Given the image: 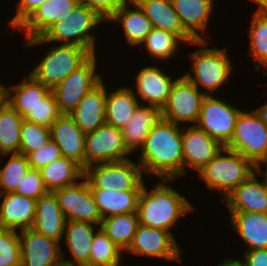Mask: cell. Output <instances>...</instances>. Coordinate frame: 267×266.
I'll use <instances>...</instances> for the list:
<instances>
[{
	"label": "cell",
	"mask_w": 267,
	"mask_h": 266,
	"mask_svg": "<svg viewBox=\"0 0 267 266\" xmlns=\"http://www.w3.org/2000/svg\"><path fill=\"white\" fill-rule=\"evenodd\" d=\"M181 125L160 119L150 130L136 160L143 175L157 179H175L183 176Z\"/></svg>",
	"instance_id": "6da1fadb"
},
{
	"label": "cell",
	"mask_w": 267,
	"mask_h": 266,
	"mask_svg": "<svg viewBox=\"0 0 267 266\" xmlns=\"http://www.w3.org/2000/svg\"><path fill=\"white\" fill-rule=\"evenodd\" d=\"M160 180L150 191L144 181L137 209L139 224L173 233L171 229L177 221L195 208L185 196L167 184L175 179Z\"/></svg>",
	"instance_id": "7a4b0ae2"
},
{
	"label": "cell",
	"mask_w": 267,
	"mask_h": 266,
	"mask_svg": "<svg viewBox=\"0 0 267 266\" xmlns=\"http://www.w3.org/2000/svg\"><path fill=\"white\" fill-rule=\"evenodd\" d=\"M105 22L94 10L78 5L65 18L55 22L40 37L25 40L24 46L33 47L45 43L76 45L96 53V37L93 29ZM61 42V43H60Z\"/></svg>",
	"instance_id": "3957f363"
},
{
	"label": "cell",
	"mask_w": 267,
	"mask_h": 266,
	"mask_svg": "<svg viewBox=\"0 0 267 266\" xmlns=\"http://www.w3.org/2000/svg\"><path fill=\"white\" fill-rule=\"evenodd\" d=\"M192 44L200 46L188 54L193 74L188 71L183 76L200 91L203 88L202 93L205 95H214L232 76L233 63L227 54V48L206 47L207 39L195 40Z\"/></svg>",
	"instance_id": "277c9868"
},
{
	"label": "cell",
	"mask_w": 267,
	"mask_h": 266,
	"mask_svg": "<svg viewBox=\"0 0 267 266\" xmlns=\"http://www.w3.org/2000/svg\"><path fill=\"white\" fill-rule=\"evenodd\" d=\"M210 190L221 199L256 172V165L238 152L223 148L208 164L197 171Z\"/></svg>",
	"instance_id": "5b68a950"
},
{
	"label": "cell",
	"mask_w": 267,
	"mask_h": 266,
	"mask_svg": "<svg viewBox=\"0 0 267 266\" xmlns=\"http://www.w3.org/2000/svg\"><path fill=\"white\" fill-rule=\"evenodd\" d=\"M91 55L85 47L58 43L48 49L29 74L52 90Z\"/></svg>",
	"instance_id": "8992f818"
},
{
	"label": "cell",
	"mask_w": 267,
	"mask_h": 266,
	"mask_svg": "<svg viewBox=\"0 0 267 266\" xmlns=\"http://www.w3.org/2000/svg\"><path fill=\"white\" fill-rule=\"evenodd\" d=\"M84 177L90 189L142 190L144 184L141 166L132 159L88 166Z\"/></svg>",
	"instance_id": "52a82bcc"
},
{
	"label": "cell",
	"mask_w": 267,
	"mask_h": 266,
	"mask_svg": "<svg viewBox=\"0 0 267 266\" xmlns=\"http://www.w3.org/2000/svg\"><path fill=\"white\" fill-rule=\"evenodd\" d=\"M225 148L240 153L255 165L267 158V126L254 110L240 112L233 137Z\"/></svg>",
	"instance_id": "ba28073f"
},
{
	"label": "cell",
	"mask_w": 267,
	"mask_h": 266,
	"mask_svg": "<svg viewBox=\"0 0 267 266\" xmlns=\"http://www.w3.org/2000/svg\"><path fill=\"white\" fill-rule=\"evenodd\" d=\"M96 56L97 54L93 53L81 66L52 89L61 114H70L84 96L103 79L97 71Z\"/></svg>",
	"instance_id": "9c48e42d"
},
{
	"label": "cell",
	"mask_w": 267,
	"mask_h": 266,
	"mask_svg": "<svg viewBox=\"0 0 267 266\" xmlns=\"http://www.w3.org/2000/svg\"><path fill=\"white\" fill-rule=\"evenodd\" d=\"M217 97H204L196 126L225 147L233 137L236 120L242 110Z\"/></svg>",
	"instance_id": "30bf717a"
},
{
	"label": "cell",
	"mask_w": 267,
	"mask_h": 266,
	"mask_svg": "<svg viewBox=\"0 0 267 266\" xmlns=\"http://www.w3.org/2000/svg\"><path fill=\"white\" fill-rule=\"evenodd\" d=\"M131 154L120 128L104 124L85 136V169L95 164L127 160Z\"/></svg>",
	"instance_id": "8fae6325"
},
{
	"label": "cell",
	"mask_w": 267,
	"mask_h": 266,
	"mask_svg": "<svg viewBox=\"0 0 267 266\" xmlns=\"http://www.w3.org/2000/svg\"><path fill=\"white\" fill-rule=\"evenodd\" d=\"M205 96L183 75L178 77L165 106L161 109L162 119L176 125L186 122L196 125Z\"/></svg>",
	"instance_id": "7c38bea8"
},
{
	"label": "cell",
	"mask_w": 267,
	"mask_h": 266,
	"mask_svg": "<svg viewBox=\"0 0 267 266\" xmlns=\"http://www.w3.org/2000/svg\"><path fill=\"white\" fill-rule=\"evenodd\" d=\"M66 221H82L101 225L102 216L87 179L54 191Z\"/></svg>",
	"instance_id": "4fadbf2b"
},
{
	"label": "cell",
	"mask_w": 267,
	"mask_h": 266,
	"mask_svg": "<svg viewBox=\"0 0 267 266\" xmlns=\"http://www.w3.org/2000/svg\"><path fill=\"white\" fill-rule=\"evenodd\" d=\"M176 241L173 233L167 230L139 224L131 245L124 253L182 263V250Z\"/></svg>",
	"instance_id": "5bb4252c"
},
{
	"label": "cell",
	"mask_w": 267,
	"mask_h": 266,
	"mask_svg": "<svg viewBox=\"0 0 267 266\" xmlns=\"http://www.w3.org/2000/svg\"><path fill=\"white\" fill-rule=\"evenodd\" d=\"M176 80L165 73L159 65H144L135 75V87L132 86L131 89L140 104L155 106L161 110L165 106Z\"/></svg>",
	"instance_id": "9a60e30c"
},
{
	"label": "cell",
	"mask_w": 267,
	"mask_h": 266,
	"mask_svg": "<svg viewBox=\"0 0 267 266\" xmlns=\"http://www.w3.org/2000/svg\"><path fill=\"white\" fill-rule=\"evenodd\" d=\"M21 266H63L62 245L32 228L19 232Z\"/></svg>",
	"instance_id": "2e32d148"
},
{
	"label": "cell",
	"mask_w": 267,
	"mask_h": 266,
	"mask_svg": "<svg viewBox=\"0 0 267 266\" xmlns=\"http://www.w3.org/2000/svg\"><path fill=\"white\" fill-rule=\"evenodd\" d=\"M182 131L183 175L187 174L188 167L192 171L200 170L224 148L196 125H190Z\"/></svg>",
	"instance_id": "e0dca14e"
},
{
	"label": "cell",
	"mask_w": 267,
	"mask_h": 266,
	"mask_svg": "<svg viewBox=\"0 0 267 266\" xmlns=\"http://www.w3.org/2000/svg\"><path fill=\"white\" fill-rule=\"evenodd\" d=\"M99 229L100 225L90 222L66 221L63 239L71 258L66 259L61 251L63 266H89L93 237Z\"/></svg>",
	"instance_id": "ac0fdd59"
},
{
	"label": "cell",
	"mask_w": 267,
	"mask_h": 266,
	"mask_svg": "<svg viewBox=\"0 0 267 266\" xmlns=\"http://www.w3.org/2000/svg\"><path fill=\"white\" fill-rule=\"evenodd\" d=\"M257 172L235 187L223 200L229 212H260L267 208V185Z\"/></svg>",
	"instance_id": "d6986e66"
},
{
	"label": "cell",
	"mask_w": 267,
	"mask_h": 266,
	"mask_svg": "<svg viewBox=\"0 0 267 266\" xmlns=\"http://www.w3.org/2000/svg\"><path fill=\"white\" fill-rule=\"evenodd\" d=\"M51 138L62 156L70 158L85 169V136L69 114H61L50 127Z\"/></svg>",
	"instance_id": "ffe728a7"
},
{
	"label": "cell",
	"mask_w": 267,
	"mask_h": 266,
	"mask_svg": "<svg viewBox=\"0 0 267 266\" xmlns=\"http://www.w3.org/2000/svg\"><path fill=\"white\" fill-rule=\"evenodd\" d=\"M36 203L37 200L14 192L0 194V227L19 232L32 228Z\"/></svg>",
	"instance_id": "44dd1931"
},
{
	"label": "cell",
	"mask_w": 267,
	"mask_h": 266,
	"mask_svg": "<svg viewBox=\"0 0 267 266\" xmlns=\"http://www.w3.org/2000/svg\"><path fill=\"white\" fill-rule=\"evenodd\" d=\"M106 95L107 89L102 79L69 114L83 133L87 134L106 124L104 108Z\"/></svg>",
	"instance_id": "7402d4cb"
},
{
	"label": "cell",
	"mask_w": 267,
	"mask_h": 266,
	"mask_svg": "<svg viewBox=\"0 0 267 266\" xmlns=\"http://www.w3.org/2000/svg\"><path fill=\"white\" fill-rule=\"evenodd\" d=\"M78 5V0H47L17 30L24 31L26 40L40 37Z\"/></svg>",
	"instance_id": "603a6c76"
},
{
	"label": "cell",
	"mask_w": 267,
	"mask_h": 266,
	"mask_svg": "<svg viewBox=\"0 0 267 266\" xmlns=\"http://www.w3.org/2000/svg\"><path fill=\"white\" fill-rule=\"evenodd\" d=\"M171 2L183 28L195 40H206L205 33L208 32L206 29L213 14L215 0H171Z\"/></svg>",
	"instance_id": "cb8c5ba5"
},
{
	"label": "cell",
	"mask_w": 267,
	"mask_h": 266,
	"mask_svg": "<svg viewBox=\"0 0 267 266\" xmlns=\"http://www.w3.org/2000/svg\"><path fill=\"white\" fill-rule=\"evenodd\" d=\"M231 228L244 242V251L267 249V215L260 212H229ZM248 246V247H247Z\"/></svg>",
	"instance_id": "d4e9b609"
},
{
	"label": "cell",
	"mask_w": 267,
	"mask_h": 266,
	"mask_svg": "<svg viewBox=\"0 0 267 266\" xmlns=\"http://www.w3.org/2000/svg\"><path fill=\"white\" fill-rule=\"evenodd\" d=\"M66 219L54 192L41 196L36 203V215L32 229L58 241H63Z\"/></svg>",
	"instance_id": "484cf974"
},
{
	"label": "cell",
	"mask_w": 267,
	"mask_h": 266,
	"mask_svg": "<svg viewBox=\"0 0 267 266\" xmlns=\"http://www.w3.org/2000/svg\"><path fill=\"white\" fill-rule=\"evenodd\" d=\"M158 28L178 35L183 42L192 45L195 39L183 28L180 18L173 8L171 0H134Z\"/></svg>",
	"instance_id": "4316f807"
},
{
	"label": "cell",
	"mask_w": 267,
	"mask_h": 266,
	"mask_svg": "<svg viewBox=\"0 0 267 266\" xmlns=\"http://www.w3.org/2000/svg\"><path fill=\"white\" fill-rule=\"evenodd\" d=\"M161 118V110L159 108L139 104L130 120L121 128L126 147L132 153L138 152L144 145L150 130Z\"/></svg>",
	"instance_id": "83f0119b"
},
{
	"label": "cell",
	"mask_w": 267,
	"mask_h": 266,
	"mask_svg": "<svg viewBox=\"0 0 267 266\" xmlns=\"http://www.w3.org/2000/svg\"><path fill=\"white\" fill-rule=\"evenodd\" d=\"M111 21L121 24L125 40L133 48L141 45L153 29L151 21L134 0L120 8L107 22Z\"/></svg>",
	"instance_id": "f1b7e54d"
},
{
	"label": "cell",
	"mask_w": 267,
	"mask_h": 266,
	"mask_svg": "<svg viewBox=\"0 0 267 266\" xmlns=\"http://www.w3.org/2000/svg\"><path fill=\"white\" fill-rule=\"evenodd\" d=\"M51 91L28 73L20 83L7 87L6 101L24 118L29 110L38 106Z\"/></svg>",
	"instance_id": "f546056e"
},
{
	"label": "cell",
	"mask_w": 267,
	"mask_h": 266,
	"mask_svg": "<svg viewBox=\"0 0 267 266\" xmlns=\"http://www.w3.org/2000/svg\"><path fill=\"white\" fill-rule=\"evenodd\" d=\"M141 191L91 189L102 219L118 214L137 212Z\"/></svg>",
	"instance_id": "4dcf8cb0"
},
{
	"label": "cell",
	"mask_w": 267,
	"mask_h": 266,
	"mask_svg": "<svg viewBox=\"0 0 267 266\" xmlns=\"http://www.w3.org/2000/svg\"><path fill=\"white\" fill-rule=\"evenodd\" d=\"M139 104L130 87L119 86L112 92L107 90L104 107L106 124L121 129L130 120Z\"/></svg>",
	"instance_id": "1f68e13d"
},
{
	"label": "cell",
	"mask_w": 267,
	"mask_h": 266,
	"mask_svg": "<svg viewBox=\"0 0 267 266\" xmlns=\"http://www.w3.org/2000/svg\"><path fill=\"white\" fill-rule=\"evenodd\" d=\"M39 171L49 192L76 184L84 177V169L74 160L64 156L55 159Z\"/></svg>",
	"instance_id": "d6a6232c"
},
{
	"label": "cell",
	"mask_w": 267,
	"mask_h": 266,
	"mask_svg": "<svg viewBox=\"0 0 267 266\" xmlns=\"http://www.w3.org/2000/svg\"><path fill=\"white\" fill-rule=\"evenodd\" d=\"M138 225V213L130 212L102 219L100 228L125 252L133 241Z\"/></svg>",
	"instance_id": "836d02e7"
},
{
	"label": "cell",
	"mask_w": 267,
	"mask_h": 266,
	"mask_svg": "<svg viewBox=\"0 0 267 266\" xmlns=\"http://www.w3.org/2000/svg\"><path fill=\"white\" fill-rule=\"evenodd\" d=\"M24 118L6 101L0 106V154L20 153Z\"/></svg>",
	"instance_id": "e575fe53"
},
{
	"label": "cell",
	"mask_w": 267,
	"mask_h": 266,
	"mask_svg": "<svg viewBox=\"0 0 267 266\" xmlns=\"http://www.w3.org/2000/svg\"><path fill=\"white\" fill-rule=\"evenodd\" d=\"M249 32L248 55L254 61V69L267 73V17L256 9L253 12ZM264 67V68H263Z\"/></svg>",
	"instance_id": "d590c367"
},
{
	"label": "cell",
	"mask_w": 267,
	"mask_h": 266,
	"mask_svg": "<svg viewBox=\"0 0 267 266\" xmlns=\"http://www.w3.org/2000/svg\"><path fill=\"white\" fill-rule=\"evenodd\" d=\"M183 40L176 34L153 28L152 31L146 36L140 46L143 45L144 49L149 53V57L155 61H165L175 56L178 51V45Z\"/></svg>",
	"instance_id": "8d00e7d4"
},
{
	"label": "cell",
	"mask_w": 267,
	"mask_h": 266,
	"mask_svg": "<svg viewBox=\"0 0 267 266\" xmlns=\"http://www.w3.org/2000/svg\"><path fill=\"white\" fill-rule=\"evenodd\" d=\"M1 157L9 159L0 168V194L13 193L31 167L24 154H3Z\"/></svg>",
	"instance_id": "74e56055"
},
{
	"label": "cell",
	"mask_w": 267,
	"mask_h": 266,
	"mask_svg": "<svg viewBox=\"0 0 267 266\" xmlns=\"http://www.w3.org/2000/svg\"><path fill=\"white\" fill-rule=\"evenodd\" d=\"M123 250L100 228L93 237L89 266H121Z\"/></svg>",
	"instance_id": "f35d334b"
},
{
	"label": "cell",
	"mask_w": 267,
	"mask_h": 266,
	"mask_svg": "<svg viewBox=\"0 0 267 266\" xmlns=\"http://www.w3.org/2000/svg\"><path fill=\"white\" fill-rule=\"evenodd\" d=\"M50 139V128L24 120L20 131V153L27 156L45 146Z\"/></svg>",
	"instance_id": "ab89813d"
},
{
	"label": "cell",
	"mask_w": 267,
	"mask_h": 266,
	"mask_svg": "<svg viewBox=\"0 0 267 266\" xmlns=\"http://www.w3.org/2000/svg\"><path fill=\"white\" fill-rule=\"evenodd\" d=\"M0 266H21L18 231L0 227Z\"/></svg>",
	"instance_id": "60d3db41"
},
{
	"label": "cell",
	"mask_w": 267,
	"mask_h": 266,
	"mask_svg": "<svg viewBox=\"0 0 267 266\" xmlns=\"http://www.w3.org/2000/svg\"><path fill=\"white\" fill-rule=\"evenodd\" d=\"M60 115L56 97L51 91L38 106L29 110L24 120L50 128Z\"/></svg>",
	"instance_id": "b9f144b4"
},
{
	"label": "cell",
	"mask_w": 267,
	"mask_h": 266,
	"mask_svg": "<svg viewBox=\"0 0 267 266\" xmlns=\"http://www.w3.org/2000/svg\"><path fill=\"white\" fill-rule=\"evenodd\" d=\"M48 192L49 191L42 180L40 171L31 168L27 175L23 177L21 184L18 185L14 193L38 200Z\"/></svg>",
	"instance_id": "7bdbcfd3"
},
{
	"label": "cell",
	"mask_w": 267,
	"mask_h": 266,
	"mask_svg": "<svg viewBox=\"0 0 267 266\" xmlns=\"http://www.w3.org/2000/svg\"><path fill=\"white\" fill-rule=\"evenodd\" d=\"M62 157L60 148L51 138L48 143L27 155L28 162L32 169L40 170L55 159Z\"/></svg>",
	"instance_id": "ee69618b"
},
{
	"label": "cell",
	"mask_w": 267,
	"mask_h": 266,
	"mask_svg": "<svg viewBox=\"0 0 267 266\" xmlns=\"http://www.w3.org/2000/svg\"><path fill=\"white\" fill-rule=\"evenodd\" d=\"M129 2L131 0H78L80 5L94 10L105 22Z\"/></svg>",
	"instance_id": "f6af8a7d"
},
{
	"label": "cell",
	"mask_w": 267,
	"mask_h": 266,
	"mask_svg": "<svg viewBox=\"0 0 267 266\" xmlns=\"http://www.w3.org/2000/svg\"><path fill=\"white\" fill-rule=\"evenodd\" d=\"M45 1L47 0H19L14 17L7 22L11 29L17 30Z\"/></svg>",
	"instance_id": "bcb514c9"
},
{
	"label": "cell",
	"mask_w": 267,
	"mask_h": 266,
	"mask_svg": "<svg viewBox=\"0 0 267 266\" xmlns=\"http://www.w3.org/2000/svg\"><path fill=\"white\" fill-rule=\"evenodd\" d=\"M243 258L245 266H267V249L244 251Z\"/></svg>",
	"instance_id": "7dc6e473"
},
{
	"label": "cell",
	"mask_w": 267,
	"mask_h": 266,
	"mask_svg": "<svg viewBox=\"0 0 267 266\" xmlns=\"http://www.w3.org/2000/svg\"><path fill=\"white\" fill-rule=\"evenodd\" d=\"M254 111L260 117L262 122L267 126V102L254 109Z\"/></svg>",
	"instance_id": "c3c4849f"
},
{
	"label": "cell",
	"mask_w": 267,
	"mask_h": 266,
	"mask_svg": "<svg viewBox=\"0 0 267 266\" xmlns=\"http://www.w3.org/2000/svg\"><path fill=\"white\" fill-rule=\"evenodd\" d=\"M265 163V164H264ZM263 164V165H262ZM266 167L265 170L263 169V167ZM256 172L257 174L259 175H262V179L264 181V183L267 185V160H262L261 162H259L257 165H256Z\"/></svg>",
	"instance_id": "681fc988"
},
{
	"label": "cell",
	"mask_w": 267,
	"mask_h": 266,
	"mask_svg": "<svg viewBox=\"0 0 267 266\" xmlns=\"http://www.w3.org/2000/svg\"><path fill=\"white\" fill-rule=\"evenodd\" d=\"M218 266H245V264L242 262L240 258H228L222 261V263H219Z\"/></svg>",
	"instance_id": "f907efd6"
},
{
	"label": "cell",
	"mask_w": 267,
	"mask_h": 266,
	"mask_svg": "<svg viewBox=\"0 0 267 266\" xmlns=\"http://www.w3.org/2000/svg\"><path fill=\"white\" fill-rule=\"evenodd\" d=\"M252 2L256 3L257 10L267 17V0H252Z\"/></svg>",
	"instance_id": "816d5d0a"
},
{
	"label": "cell",
	"mask_w": 267,
	"mask_h": 266,
	"mask_svg": "<svg viewBox=\"0 0 267 266\" xmlns=\"http://www.w3.org/2000/svg\"><path fill=\"white\" fill-rule=\"evenodd\" d=\"M7 87L0 82V106L6 102Z\"/></svg>",
	"instance_id": "f5cc1de1"
},
{
	"label": "cell",
	"mask_w": 267,
	"mask_h": 266,
	"mask_svg": "<svg viewBox=\"0 0 267 266\" xmlns=\"http://www.w3.org/2000/svg\"><path fill=\"white\" fill-rule=\"evenodd\" d=\"M2 160H5V159H2V158H1V154H0V163H1V164H2V162H3Z\"/></svg>",
	"instance_id": "db71d44e"
}]
</instances>
